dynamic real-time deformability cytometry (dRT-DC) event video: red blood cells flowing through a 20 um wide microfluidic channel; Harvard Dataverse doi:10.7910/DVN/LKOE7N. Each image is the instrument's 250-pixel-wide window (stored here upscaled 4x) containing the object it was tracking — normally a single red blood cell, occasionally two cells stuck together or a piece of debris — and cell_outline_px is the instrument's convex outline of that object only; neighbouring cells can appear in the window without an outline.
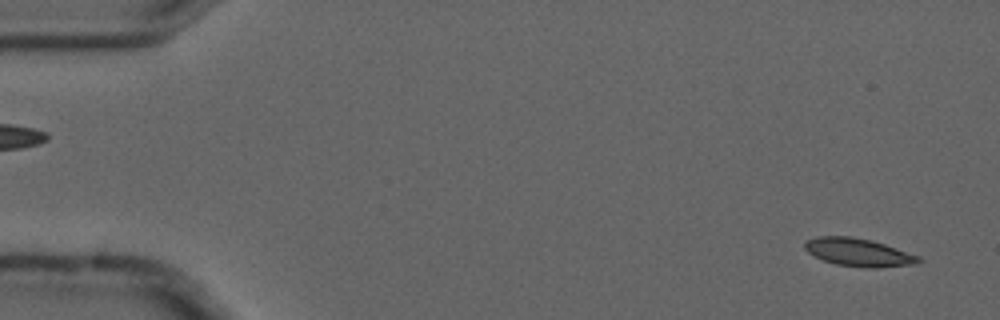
{"species": "common noctule bat (a hibernating species)", "species_latin": "Nyctalus noctula", "temperature_condition": "cold", "stored_images_in_passage": 2, "camera_frame_rate_fps": 3000, "um_per_image_px": 0.085, "animal": {"sex": "male", "forearm_length_mm": 52.5}, "frame": {"image": 1, "passage_image": 2, "time_ms": 0.333, "image_size_px": [1000, 320], "cell_outline_px": [[924, 260], [920, 264], [876, 268], [868, 268], [836, 264], [824, 260], [808, 252], [804, 248], [804, 240], [816, 236], [852, 236], [872, 240], [920, 256]], "centroid_in_image_um": [73.01, 21.45], "position_along_channel_um": 12.0, "area_um2": 18.79}}